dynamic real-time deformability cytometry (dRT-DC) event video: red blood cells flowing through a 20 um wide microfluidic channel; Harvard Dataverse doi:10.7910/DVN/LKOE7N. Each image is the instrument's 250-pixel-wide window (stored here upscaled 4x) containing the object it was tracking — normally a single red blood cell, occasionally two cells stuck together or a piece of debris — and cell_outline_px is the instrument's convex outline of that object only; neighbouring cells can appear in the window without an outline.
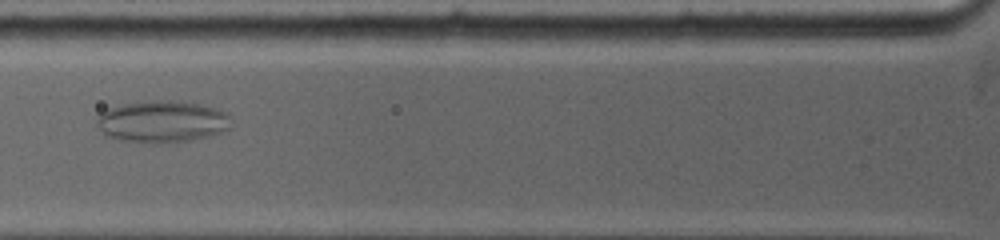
{"species": "common noctule bat (a hibernating species)", "species_latin": "Nyctalus noctula", "temperature_condition": "warm", "stored_images_in_passage": 15, "camera_frame_rate_fps": 5000, "um_per_image_px": 0.085, "animal": {"sex": "female", "body_mass_g": 19.0, "forearm_length_mm": 53.3}, "frame": {"image": 1, "passage_image": 4, "time_ms": 3.6, "image_size_px": [1000, 240], "cell_outline_px": [[228, 128], [224, 132], [208, 136], [188, 140], [156, 144], [152, 144], [120, 140], [104, 136], [96, 124], [96, 116], [100, 112], [108, 108], [124, 104], [156, 100], [176, 100], [200, 104], [224, 112], [228, 116]], "centroid_in_image_um": [13.69, 10.34], "position_along_channel_um": 112.1, "area_um2": 32.83}}
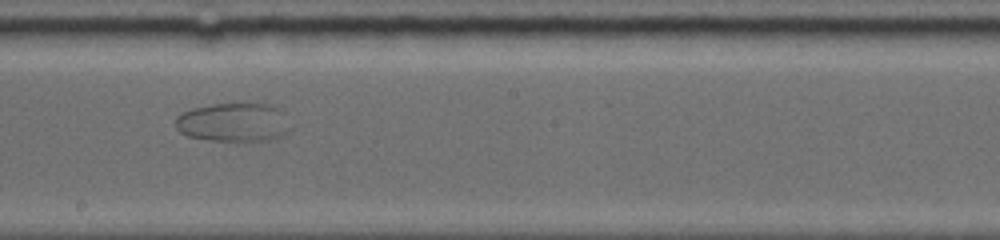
{"frame": {"image": 2, "passage_image": 7, "time_ms": 6.8, "image_size_px": [1000, 240], "cell_outline_px": [[296, 128], [272, 140], [208, 140], [188, 136], [180, 132], [176, 128], [176, 116], [180, 112], [192, 108], [212, 104], [268, 104], [276, 108]], "centroid_in_image_um": [19.85, 10.4], "position_along_channel_um": 228.3, "area_um2": 26.01}}
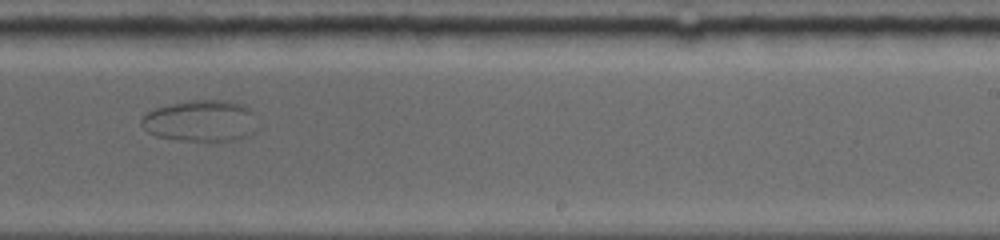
{"frame": {"image": 3, "passage_image": 8, "time_ms": 8.0, "image_size_px": [1000, 240], "cell_outline_px": [[260, 128], [256, 132], [248, 136], [236, 140], [212, 144], [180, 140], [156, 136], [148, 132], [140, 124], [140, 120], [148, 112], [156, 108], [168, 104], [192, 100], [224, 100], [248, 108], [252, 112]], "centroid_in_image_um": [17.1, 10.33], "position_along_channel_um": 271.9, "area_um2": 28.78}}